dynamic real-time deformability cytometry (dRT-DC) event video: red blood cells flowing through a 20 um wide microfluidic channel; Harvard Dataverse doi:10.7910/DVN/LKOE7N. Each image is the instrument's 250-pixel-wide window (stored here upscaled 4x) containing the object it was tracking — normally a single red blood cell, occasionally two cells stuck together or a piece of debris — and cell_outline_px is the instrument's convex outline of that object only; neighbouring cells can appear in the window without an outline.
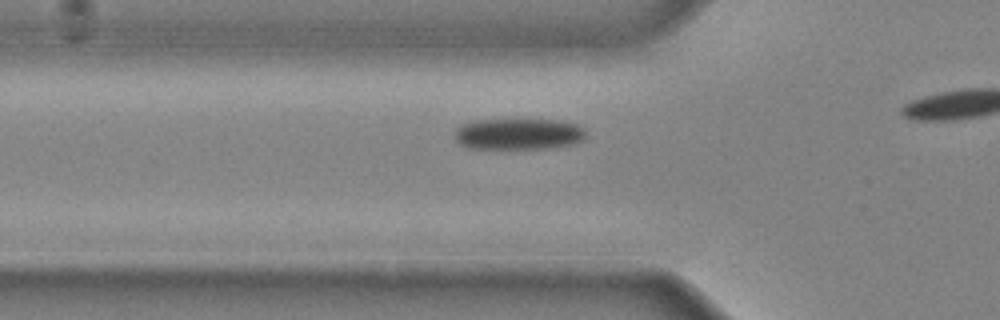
{"species": "common noctule bat (a hibernating species)", "species_latin": "Nyctalus noctula", "temperature_condition": "cold", "stored_images_in_passage": 13, "camera_frame_rate_fps": 3000, "um_per_image_px": 0.085, "animal": {"sex": "male", "body_mass_g": 20.4}, "frame": {"image": 1, "passage_image": 8, "time_ms": 2.333, "image_size_px": [1000, 320], "cell_outline_px": [[588, 136], [584, 140], [576, 144], [548, 148], [468, 148], [460, 144], [456, 140], [456, 128], [464, 124], [476, 120], [556, 120], [576, 124], [584, 128]], "centroid_in_image_um": [44.14, 11.39], "position_along_channel_um": 81.7, "area_um2": 23.87}}
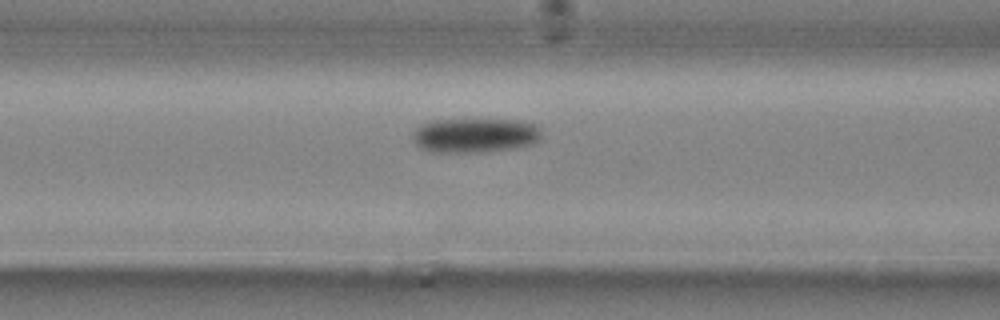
{"frame": {"image": 2, "passage_image": 11, "time_ms": 3.333, "image_size_px": [1000, 320], "cell_outline_px": [[540, 140], [536, 144], [520, 148], [484, 152], [428, 152], [420, 148], [412, 140], [412, 136], [416, 128], [420, 124], [432, 120], [520, 120], [536, 124], [540, 128]], "centroid_in_image_um": [40.4, 11.52], "position_along_channel_um": 126.2, "area_um2": 26.41}}